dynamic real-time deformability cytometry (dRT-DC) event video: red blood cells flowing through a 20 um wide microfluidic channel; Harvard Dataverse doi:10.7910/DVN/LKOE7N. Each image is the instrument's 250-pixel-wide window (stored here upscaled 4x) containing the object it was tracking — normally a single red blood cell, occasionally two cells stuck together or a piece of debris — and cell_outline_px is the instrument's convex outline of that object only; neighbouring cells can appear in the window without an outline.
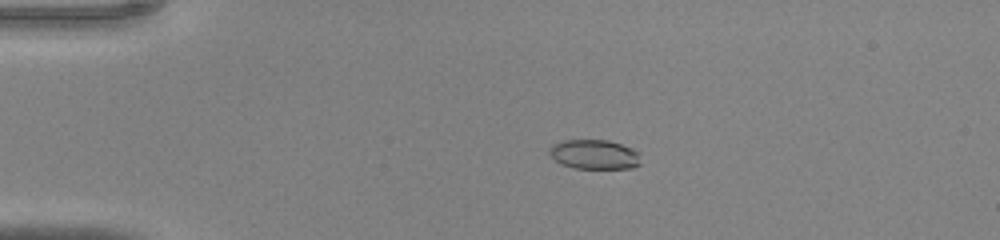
{"species": "common noctule bat (a hibernating species)", "species_latin": "Nyctalus noctula", "temperature_condition": "warm", "stored_images_in_passage": 46, "camera_frame_rate_fps": 3000, "um_per_image_px": 0.085, "animal": {"sex": "male", "body_mass_g": 20.0, "forearm_length_mm": 53.3}, "frame": {"image": 1, "passage_image": 11, "time_ms": 3.333, "image_size_px": [1000, 240], "cell_outline_px": [[640, 164], [632, 168], [576, 168], [560, 164], [548, 152], [548, 148], [552, 144], [564, 140], [608, 140], [632, 148], [640, 152]], "centroid_in_image_um": [50.52, 13.12], "position_along_channel_um": 34.5, "area_um2": 15.78}}
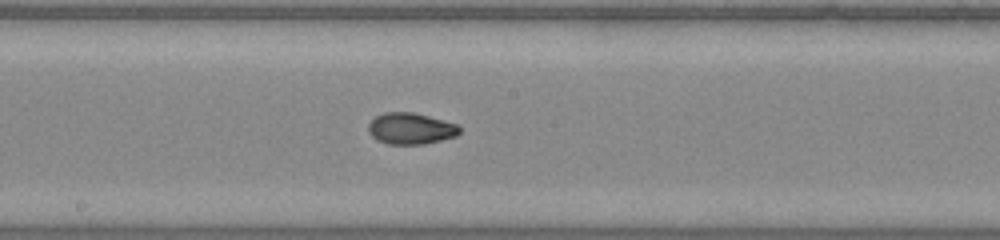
{"frame": {"image": 2, "passage_image": 26, "time_ms": 8.333, "image_size_px": [1000, 240], "cell_outline_px": [[460, 132], [456, 136], [424, 144], [388, 144], [376, 140], [368, 132], [368, 124], [376, 116], [384, 112], [412, 112], [428, 116], [456, 124], [460, 128]], "centroid_in_image_um": [34.88, 10.93], "position_along_channel_um": 213.3, "area_um2": 16.59}}
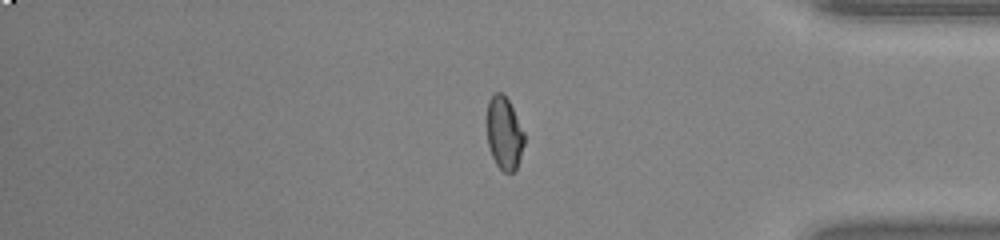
{"frame": {"image": 3, "passage_image": 39, "time_ms": 12.667, "image_size_px": [1000, 240], "cell_outline_px": [[524, 144], [516, 168], [512, 172], [504, 172], [496, 164], [492, 156], [488, 144], [488, 100], [496, 92], [504, 92], [524, 132]], "centroid_in_image_um": [42.86, 11.31], "position_along_channel_um": 392.3, "area_um2": 15.49}}